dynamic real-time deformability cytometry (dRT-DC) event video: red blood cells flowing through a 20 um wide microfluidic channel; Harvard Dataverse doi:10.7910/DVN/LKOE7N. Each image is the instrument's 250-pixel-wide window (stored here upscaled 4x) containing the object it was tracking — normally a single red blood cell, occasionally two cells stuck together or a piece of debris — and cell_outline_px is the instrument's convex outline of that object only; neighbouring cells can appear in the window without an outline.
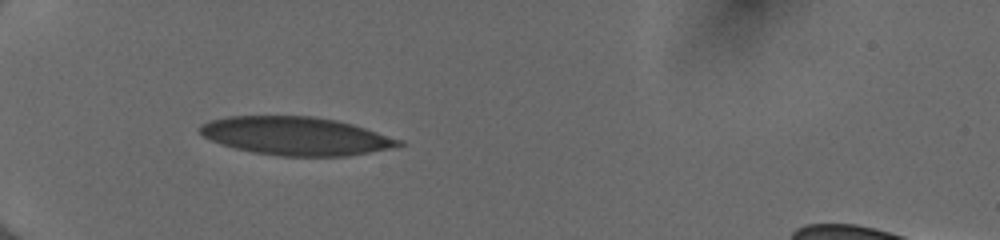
{"species": "human", "species_latin": "Homo sapiens", "temperature_condition": "cold", "stored_images_in_passage": 35, "camera_frame_rate_fps": 3000, "um_per_image_px": 0.085, "donor": {"sex": "female"}, "frame": {"image": 1, "passage_image": 1, "time_ms": 0.0, "image_size_px": [1000, 240], "cell_outline_px": [[408, 144], [392, 148], [348, 156], [280, 156], [252, 152], [220, 144], [204, 136], [196, 128], [212, 120], [232, 116], [312, 116], [336, 120], [352, 124], [404, 140]], "centroid_in_image_um": [25.21, 11.57], "position_along_channel_um": 59.8, "area_um2": 44.33}}
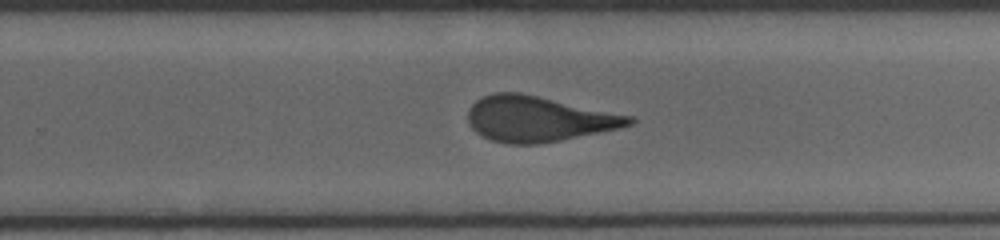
{"frame": {"image": 2, "passage_image": 19, "time_ms": 6.0, "image_size_px": [1000, 240], "cell_outline_px": [[636, 120], [632, 124], [600, 132], [560, 140], [536, 144], [508, 144], [492, 140], [476, 132], [468, 124], [468, 112], [472, 104], [476, 100], [492, 92], [520, 92], [632, 116]], "centroid_in_image_um": [45.72, 10.1], "position_along_channel_um": 284.1, "area_um2": 42.37}}
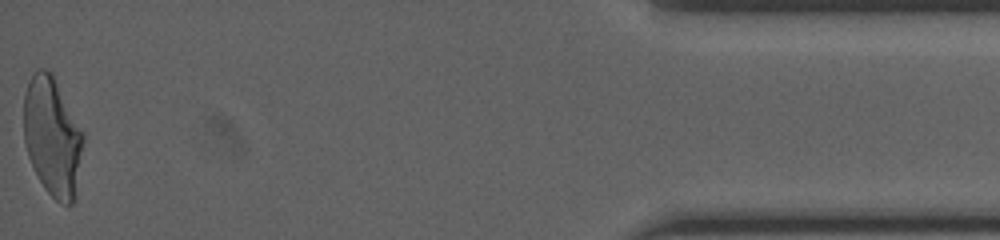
{"frame": {"image": 3, "passage_image": 35, "time_ms": 11.333, "image_size_px": [1000, 240], "cell_outline_px": [[84, 140], [72, 204], [60, 204], [44, 188], [28, 156], [24, 140], [24, 92], [28, 80], [36, 68], [44, 68], [52, 72], [84, 132]], "centroid_in_image_um": [4.44, 11.53], "position_along_channel_um": 430.8, "area_um2": 41.1}, "authors_computed_cell_mechanics": {"area_um2": 42.9454, "velocity_mm_per_s": 4.045, "shape_relaxation_time_tau1_ms": 9.5144, "shape_relaxation_time_tau2_ms": 1.0009, "deformation_change_tau1": 0.2869, "deformation_change_tau2": 0.0973}}